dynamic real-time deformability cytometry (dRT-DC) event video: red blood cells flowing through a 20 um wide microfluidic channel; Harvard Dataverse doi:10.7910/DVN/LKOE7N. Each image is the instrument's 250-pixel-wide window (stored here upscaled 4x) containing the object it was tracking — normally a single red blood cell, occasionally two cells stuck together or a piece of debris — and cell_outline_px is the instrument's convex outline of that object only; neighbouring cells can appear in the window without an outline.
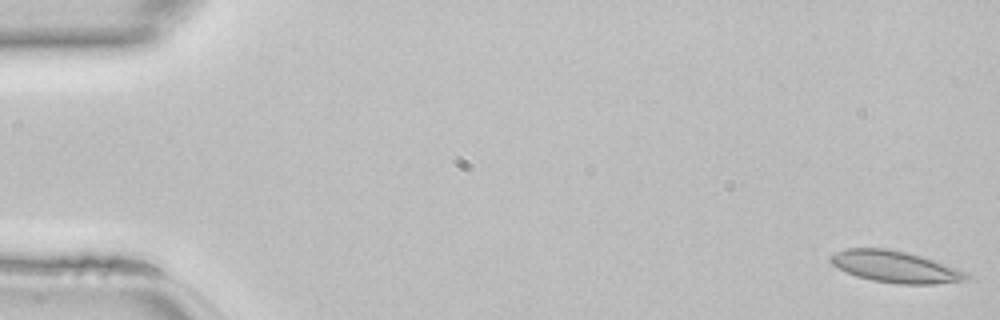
{"species": "common noctule bat (a hibernating species)", "species_latin": "Nyctalus noctula", "temperature_condition": "room temperature", "stored_images_in_passage": 46, "camera_frame_rate_fps": 3000, "um_per_image_px": 0.085, "animal": {"sex": "female", "body_mass_g": 22.7, "forearm_length_mm": 54.2}, "frame": {"image": 1, "passage_image": 1, "time_ms": 0.0, "image_size_px": [1000, 320], "cell_outline_px": [[972, 276], [968, 280], [936, 284], [900, 284], [872, 280], [856, 276], [832, 264], [828, 260], [828, 256], [844, 248], [888, 248], [920, 256], [968, 272]], "centroid_in_image_um": [76.1, 22.68], "position_along_channel_um": 8.9, "area_um2": 24.97}}
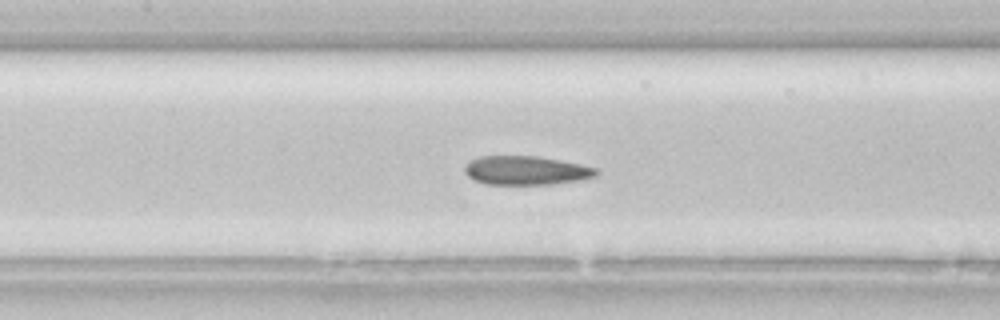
{"frame": {"image": 2, "passage_image": 21, "time_ms": 6.667, "image_size_px": [1000, 320], "cell_outline_px": [[600, 172], [596, 176], [584, 180], [548, 184], [484, 184], [468, 176], [464, 172], [464, 168], [472, 160], [480, 156], [536, 156], [560, 160], [580, 164], [596, 168]], "centroid_in_image_um": [44.76, 14.49], "position_along_channel_um": 162.6, "area_um2": 22.08}}
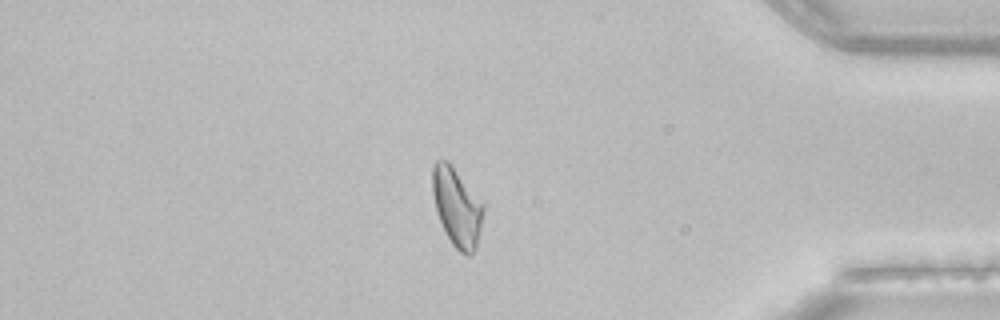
{"frame": {"image": 3, "passage_image": 39, "time_ms": 12.667, "image_size_px": [1000, 320], "cell_outline_px": [[484, 212], [476, 248], [472, 256], [468, 256], [460, 252], [452, 244], [436, 212], [432, 192], [432, 168], [436, 160], [448, 160], [452, 164], [484, 204]], "centroid_in_image_um": [38.84, 17.59], "position_along_channel_um": 396.4, "area_um2": 23.35}}